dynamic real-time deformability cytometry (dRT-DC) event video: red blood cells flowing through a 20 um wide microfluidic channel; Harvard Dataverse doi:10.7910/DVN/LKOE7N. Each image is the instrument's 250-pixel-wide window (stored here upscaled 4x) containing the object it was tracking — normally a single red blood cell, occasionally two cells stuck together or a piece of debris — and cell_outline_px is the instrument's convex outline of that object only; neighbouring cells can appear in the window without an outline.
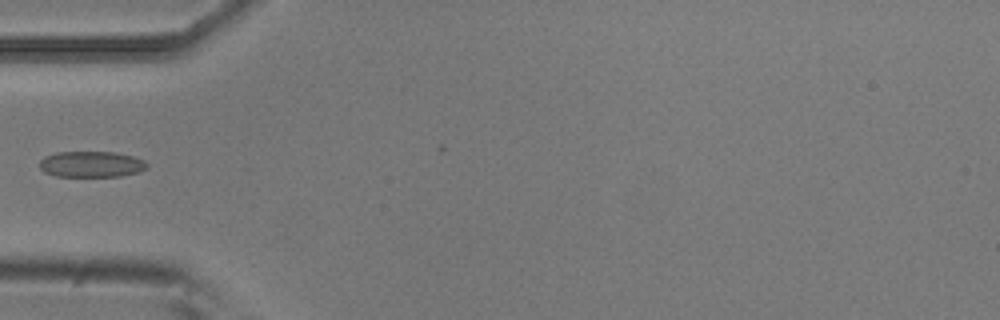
{"species": "common noctule bat (a hibernating species)", "species_latin": "Nyctalus noctula", "temperature_condition": "room temperature", "stored_images_in_passage": 6, "camera_frame_rate_fps": 3000, "um_per_image_px": 0.085, "animal": {"sex": "male", "body_mass_g": 20.5, "forearm_length_mm": 52.5}, "frame": {"image": 1, "passage_image": 6, "time_ms": 1.667, "image_size_px": [1000, 320], "cell_outline_px": [[148, 168], [140, 172], [120, 176], [56, 176], [44, 172], [40, 168], [40, 160], [44, 156], [56, 152], [116, 152], [132, 156], [144, 160], [148, 164]], "centroid_in_image_um": [7.78, 13.96], "position_along_channel_um": 77.2, "area_um2": 16.36}}